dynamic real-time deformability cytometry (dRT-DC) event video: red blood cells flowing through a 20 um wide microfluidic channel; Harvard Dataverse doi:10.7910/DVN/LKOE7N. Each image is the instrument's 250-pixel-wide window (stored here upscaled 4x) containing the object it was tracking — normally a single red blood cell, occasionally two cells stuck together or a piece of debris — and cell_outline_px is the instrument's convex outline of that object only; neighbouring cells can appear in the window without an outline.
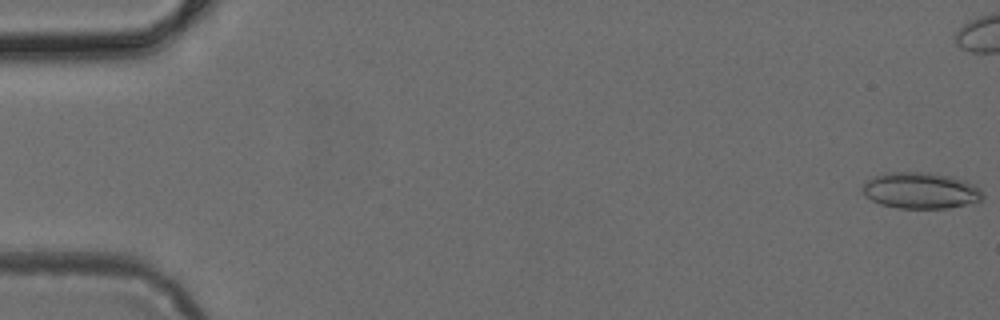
{"species": "common noctule bat (a hibernating species)", "species_latin": "Nyctalus noctula", "temperature_condition": "cold", "stored_images_in_passage": 41, "camera_frame_rate_fps": 3000, "um_per_image_px": 0.085, "animal": {"sex": "female", "body_mass_g": 24.6, "forearm_length_mm": 56.2}, "frame": {"image": 1, "passage_image": 1, "time_ms": 0.0, "image_size_px": [1000, 320], "cell_outline_px": [[984, 200], [948, 208], [896, 208], [880, 204], [864, 196], [860, 188], [872, 176], [884, 172], [928, 172], [952, 176], [964, 180], [980, 188], [984, 192]], "centroid_in_image_um": [78.24, 16.19], "position_along_channel_um": 6.8, "area_um2": 25.78}}
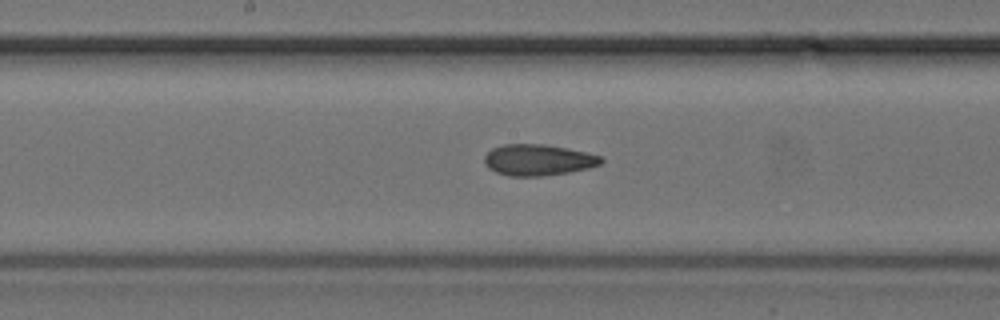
{"frame": {"image": 2, "passage_image": 26, "time_ms": 8.333, "image_size_px": [1000, 320], "cell_outline_px": [[604, 160], [600, 164], [588, 168], [568, 172], [540, 176], [508, 176], [496, 172], [488, 168], [484, 164], [484, 156], [492, 148], [504, 144], [544, 144], [568, 148], [604, 156]], "centroid_in_image_um": [45.74, 13.59], "position_along_channel_um": 202.5, "area_um2": 21.33}}
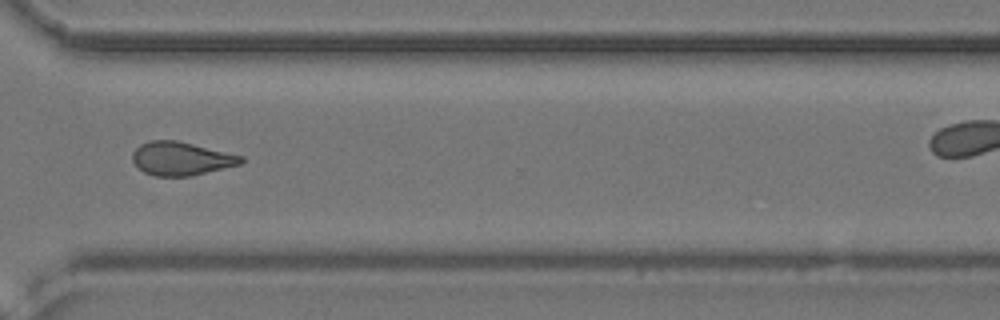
{"frame": {"image": 3, "passage_image": 37, "time_ms": 12.0, "image_size_px": [1000, 320], "cell_outline_px": [[244, 160], [240, 164], [224, 168], [188, 176], [152, 176], [144, 172], [132, 160], [132, 152], [140, 144], [148, 140], [176, 140], [244, 156]], "centroid_in_image_um": [15.37, 13.47], "position_along_channel_um": 355.2, "area_um2": 21.04}}